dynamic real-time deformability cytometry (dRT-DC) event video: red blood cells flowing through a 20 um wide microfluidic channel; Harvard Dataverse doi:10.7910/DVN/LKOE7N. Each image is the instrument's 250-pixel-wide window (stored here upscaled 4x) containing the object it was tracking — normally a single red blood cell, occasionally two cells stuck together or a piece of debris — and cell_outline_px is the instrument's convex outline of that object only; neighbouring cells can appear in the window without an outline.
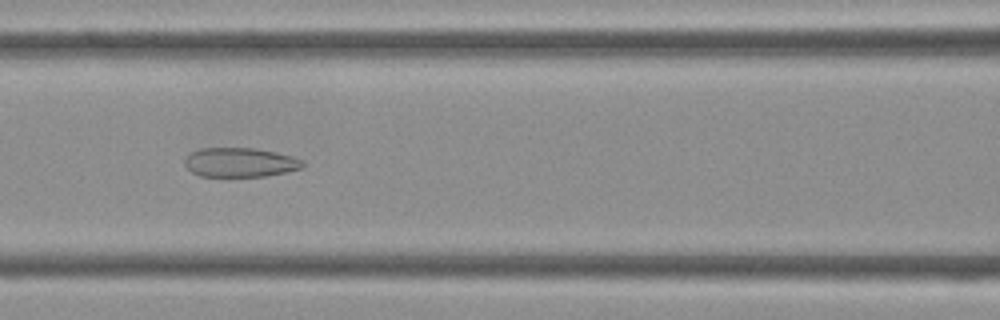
{"species": "Egyptian fruit bat (a non-hibernating species)", "species_latin": "Rousettus aegyptiacus", "temperature_condition": "cold", "stored_images_in_passage": 43, "camera_frame_rate_fps": 3000, "um_per_image_px": 0.085, "frame": {"image": 1, "passage_image": 18, "time_ms": 5.667, "image_size_px": [1000, 320], "cell_outline_px": [[304, 164], [300, 168], [284, 172], [264, 176], [200, 176], [192, 172], [184, 164], [184, 160], [192, 152], [200, 148], [252, 148], [276, 152], [292, 156], [304, 160]], "centroid_in_image_um": [20.4, 13.8], "position_along_channel_um": 146.2, "area_um2": 19.94}}
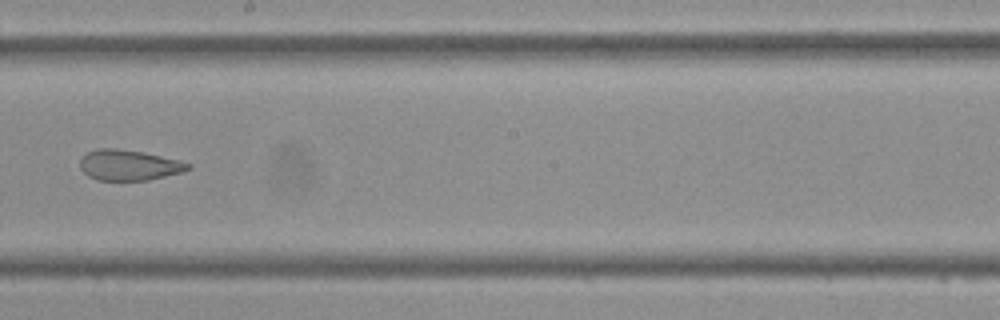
{"frame": {"image": 2, "passage_image": 24, "time_ms": 7.667, "image_size_px": [1000, 320], "cell_outline_px": [[192, 168], [184, 172], [148, 180], [96, 180], [88, 176], [80, 168], [80, 160], [88, 152], [96, 148], [116, 148], [144, 152], [180, 160], [192, 164]], "centroid_in_image_um": [10.99, 14.03], "position_along_channel_um": 237.2, "area_um2": 19.42}}
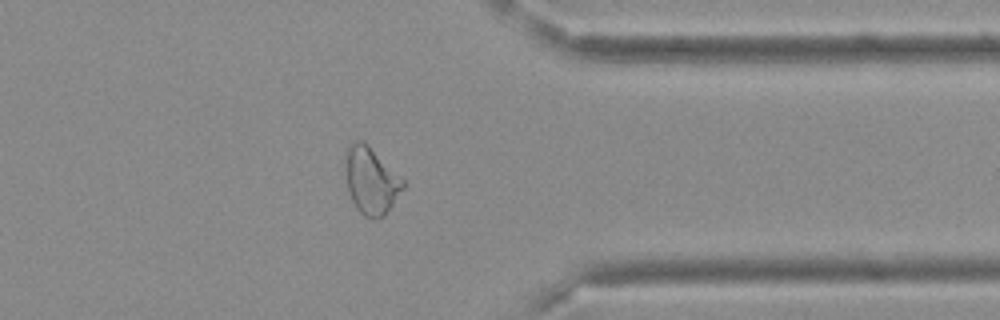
{"frame": {"image": 3, "passage_image": 34, "time_ms": 11.0, "image_size_px": [1000, 320], "cell_outline_px": [[404, 188], [384, 216], [364, 216], [356, 208], [348, 192], [344, 168], [344, 152], [348, 144], [356, 140], [364, 140], [404, 180]], "centroid_in_image_um": [31.49, 15.28], "position_along_channel_um": 379.9, "area_um2": 22.6}}